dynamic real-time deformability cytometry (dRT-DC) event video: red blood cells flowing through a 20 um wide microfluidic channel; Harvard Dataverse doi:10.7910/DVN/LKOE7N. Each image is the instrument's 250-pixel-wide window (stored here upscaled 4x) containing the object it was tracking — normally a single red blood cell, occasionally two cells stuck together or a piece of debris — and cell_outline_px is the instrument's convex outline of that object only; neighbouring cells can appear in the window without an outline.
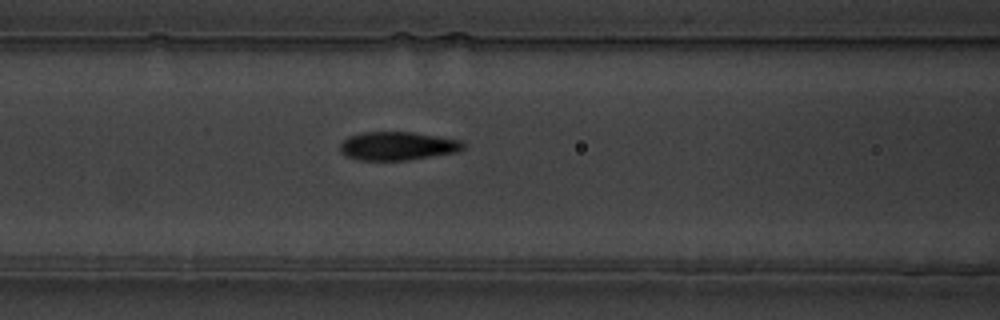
{"species": "common noctule bat (a hibernating species)", "species_latin": "Nyctalus noctula", "temperature_condition": "warm", "stored_images_in_passage": 36, "camera_frame_rate_fps": 3000, "um_per_image_px": 0.085, "animal": {"sex": "male", "body_mass_g": 19.5, "forearm_length_mm": 54.6}, "frame": {"image": 1, "passage_image": 15, "time_ms": 4.667, "image_size_px": [1000, 320], "cell_outline_px": [[464, 148], [456, 152], [408, 160], [356, 160], [344, 156], [340, 152], [340, 144], [348, 136], [360, 132], [412, 132], [460, 140], [464, 144]], "centroid_in_image_um": [33.73, 12.41], "position_along_channel_um": 132.9, "area_um2": 20.46}}
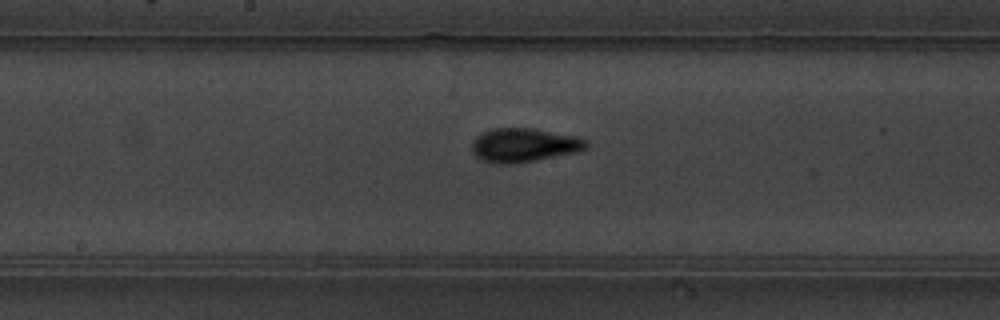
{"frame": {"image": 2, "passage_image": 21, "time_ms": 6.667, "image_size_px": [1000, 320], "cell_outline_px": [[588, 148], [576, 152], [512, 164], [500, 164], [480, 160], [472, 152], [472, 144], [476, 136], [480, 132], [492, 128], [532, 128], [576, 136], [588, 140]], "centroid_in_image_um": [44.51, 12.32], "position_along_channel_um": 203.7, "area_um2": 22.6}}
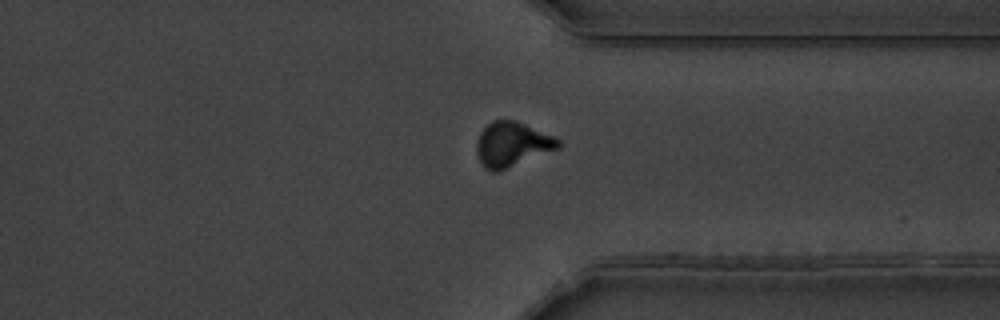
{"frame": {"image": 3, "passage_image": 35, "time_ms": 11.333, "image_size_px": [1000, 320], "cell_outline_px": [[560, 148], [500, 172], [488, 172], [480, 164], [476, 152], [476, 140], [480, 132], [492, 120], [516, 120], [556, 136], [560, 140]], "centroid_in_image_um": [43.52, 12.29], "position_along_channel_um": 367.9, "area_um2": 21.91}}